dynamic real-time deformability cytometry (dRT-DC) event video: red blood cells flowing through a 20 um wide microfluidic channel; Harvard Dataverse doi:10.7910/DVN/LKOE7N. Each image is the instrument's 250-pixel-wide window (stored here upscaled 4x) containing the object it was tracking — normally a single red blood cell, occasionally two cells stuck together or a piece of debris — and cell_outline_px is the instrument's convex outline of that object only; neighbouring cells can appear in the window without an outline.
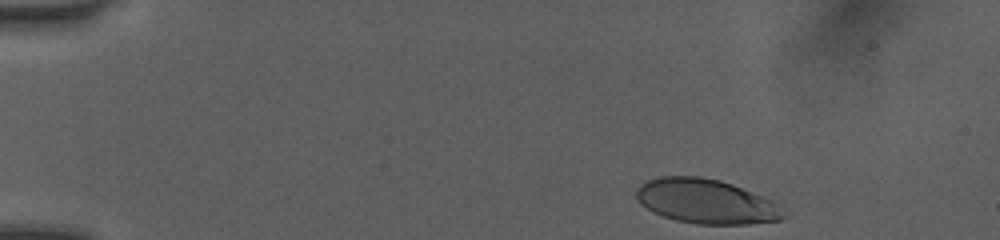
{"species": "human", "species_latin": "Homo sapiens", "temperature_condition": "room temperature", "stored_images_in_passage": 38, "camera_frame_rate_fps": 3000, "um_per_image_px": 0.085, "donor": {"sex": "female"}, "frame": {"image": 1, "passage_image": 1, "time_ms": 0.0, "image_size_px": [1000, 240], "cell_outline_px": [[784, 216], [780, 220], [748, 224], [696, 224], [676, 220], [664, 216], [640, 204], [636, 196], [636, 188], [640, 184], [648, 180], [660, 176], [700, 176], [720, 180], [732, 184], [784, 204]], "centroid_in_image_um": [60.06, 17.11], "position_along_channel_um": 24.9, "area_um2": 38.38}}
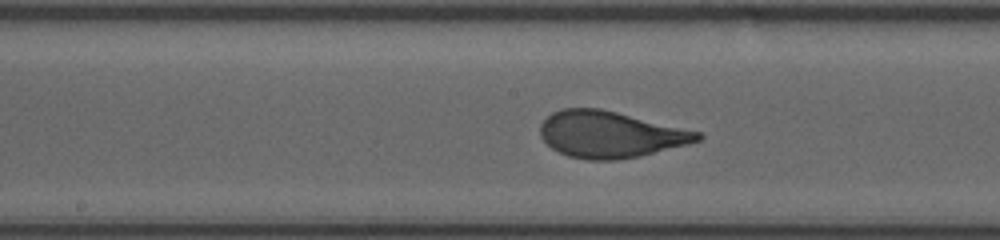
{"frame": {"image": 2, "passage_image": 21, "time_ms": 6.667, "image_size_px": [1000, 240], "cell_outline_px": [[704, 136], [700, 140], [688, 144], [640, 156], [616, 160], [588, 160], [568, 156], [552, 148], [540, 136], [540, 124], [552, 112], [560, 108], [600, 108], [700, 132]], "centroid_in_image_um": [51.85, 11.43], "position_along_channel_um": 196.4, "area_um2": 42.43}}
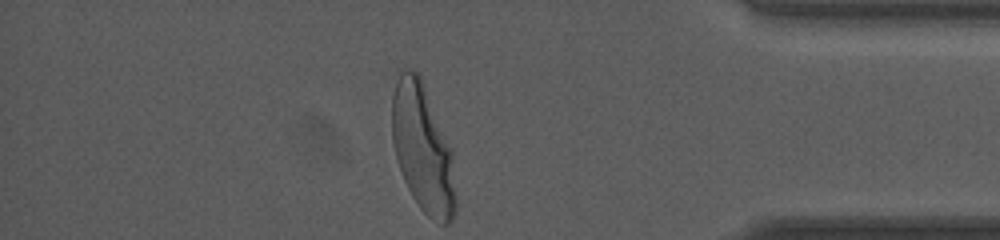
{"frame": {"image": 3, "passage_image": 38, "time_ms": 12.333, "image_size_px": [1000, 240], "cell_outline_px": [[456, 212], [452, 220], [448, 224], [440, 224], [432, 220], [420, 208], [412, 196], [404, 180], [396, 156], [392, 140], [392, 96], [400, 68], [408, 68], [420, 72], [452, 148], [456, 196]], "centroid_in_image_um": [35.95, 12.57], "position_along_channel_um": 399.2, "area_um2": 48.38}, "authors_computed_cell_mechanics": {"area_um2": 42.3385, "velocity_mm_per_s": 4.0599, "shape_relaxation_time_tau1_ms": 3.2115, "shape_relaxation_time_tau2_ms": null, "deformation_change_tau1": 0.1882, "deformation_change_tau2": null}}